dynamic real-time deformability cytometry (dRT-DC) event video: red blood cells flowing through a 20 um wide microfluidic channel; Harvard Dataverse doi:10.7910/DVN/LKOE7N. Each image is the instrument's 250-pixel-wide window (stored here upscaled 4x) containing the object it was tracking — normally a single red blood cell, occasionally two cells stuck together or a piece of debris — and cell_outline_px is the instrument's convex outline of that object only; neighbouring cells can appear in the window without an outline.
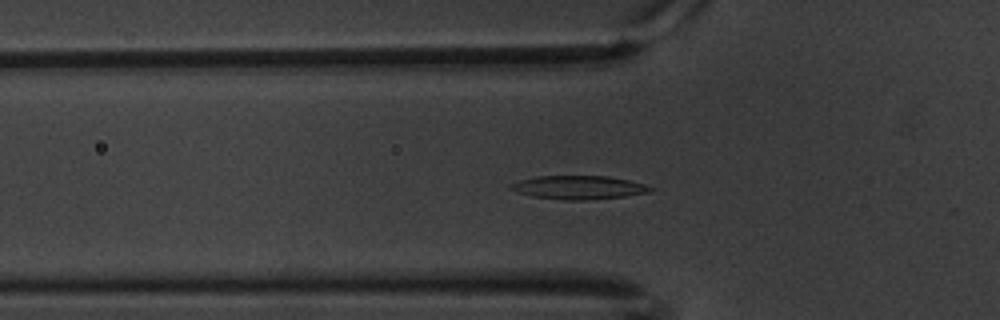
{"species": "common noctule bat (a hibernating species)", "species_latin": "Nyctalus noctula", "temperature_condition": "warm", "stored_images_in_passage": 60, "camera_frame_rate_fps": 3000, "um_per_image_px": 0.085, "animal": {"sex": "male", "body_mass_g": 20.1, "forearm_length_mm": 53.5}, "frame": {"image": 1, "passage_image": 20, "time_ms": 6.333, "image_size_px": [1000, 320], "cell_outline_px": [[656, 188], [648, 192], [624, 196], [584, 200], [564, 200], [532, 196], [508, 188], [512, 184], [520, 180], [536, 176], [608, 176], [628, 180], [644, 184]], "centroid_in_image_um": [49.2, 15.93], "position_along_channel_um": 76.6, "area_um2": 18.9}}
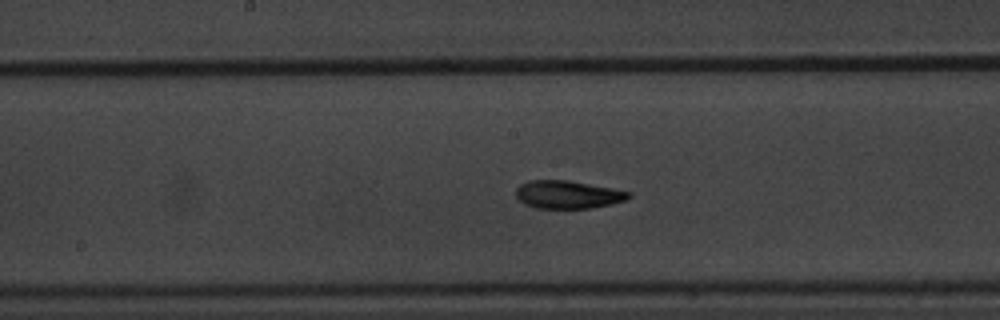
{"frame": {"image": 2, "passage_image": 31, "time_ms": 10.0, "image_size_px": [1000, 320], "cell_outline_px": [[632, 196], [624, 200], [612, 204], [592, 208], [536, 208], [524, 204], [516, 196], [516, 188], [520, 184], [528, 180], [568, 180], [612, 188], [632, 192]], "centroid_in_image_um": [48.26, 16.53], "position_along_channel_um": 199.9, "area_um2": 18.44}}
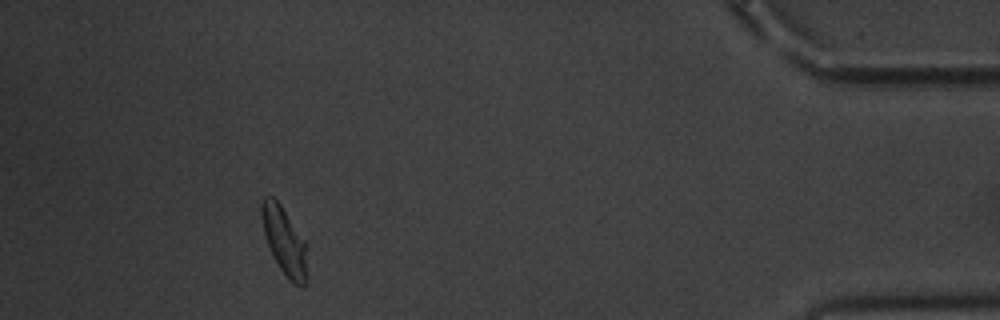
{"frame": {"image": 3, "passage_image": 55, "time_ms": 18.0, "image_size_px": [1000, 320], "cell_outline_px": [[304, 288], [300, 288], [292, 284], [288, 280], [272, 256], [264, 232], [260, 216], [260, 204], [264, 196], [272, 196], [280, 204], [304, 240]], "centroid_in_image_um": [24.09, 20.45], "position_along_channel_um": 411.1, "area_um2": 17.4}, "authors_computed_cell_mechanics": {"area_um2": 18.207, "velocity_mm_per_s": 3.3366, "shape_relaxation_time_tau1_ms": 3.6963, "shape_relaxation_time_tau2_ms": 3.8072, "deformation_change_tau1": 0.1448, "deformation_change_tau2": 0.0942}}